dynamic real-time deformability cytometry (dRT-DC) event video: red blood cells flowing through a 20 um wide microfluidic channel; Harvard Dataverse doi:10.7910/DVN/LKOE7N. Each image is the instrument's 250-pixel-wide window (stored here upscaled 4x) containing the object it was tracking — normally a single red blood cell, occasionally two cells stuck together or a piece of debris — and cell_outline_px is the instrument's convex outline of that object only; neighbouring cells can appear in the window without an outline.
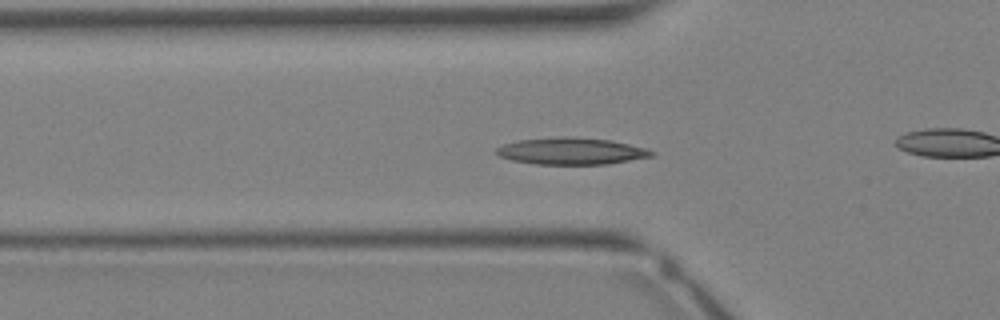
{"species": "Egyptian fruit bat (a non-hibernating species)", "species_latin": "Rousettus aegyptiacus", "temperature_condition": "warm", "stored_images_in_passage": 35, "camera_frame_rate_fps": 3000, "um_per_image_px": 0.085, "animal": {"sex": "female"}, "frame": {"image": 1, "passage_image": 11, "time_ms": 3.333, "image_size_px": [1000, 320], "cell_outline_px": [[656, 156], [608, 164], [536, 164], [512, 160], [500, 156], [496, 152], [496, 148], [504, 144], [516, 140], [556, 136], [564, 136], [612, 140], [648, 148], [656, 152]], "centroid_in_image_um": [48.62, 12.83], "position_along_channel_um": 77.2, "area_um2": 24.57}}
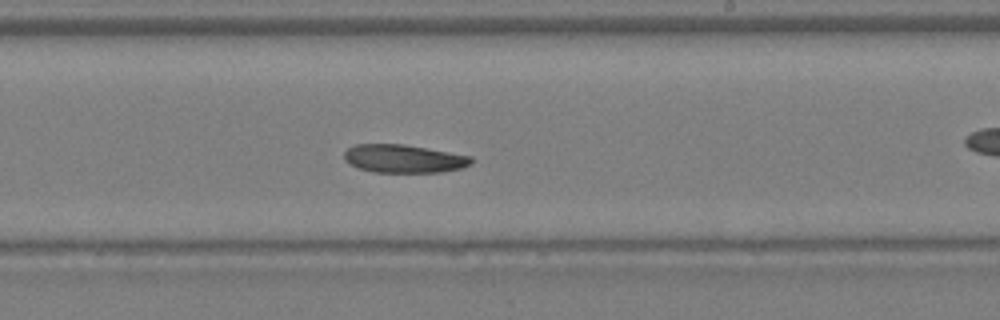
{"frame": {"image": 2, "passage_image": 20, "time_ms": 6.333, "image_size_px": [1000, 320], "cell_outline_px": [[472, 164], [460, 168], [440, 172], [372, 172], [360, 168], [344, 160], [344, 152], [348, 148], [356, 144], [404, 144], [472, 156]], "centroid_in_image_um": [34.32, 13.48], "position_along_channel_um": 254.7, "area_um2": 20.75}}
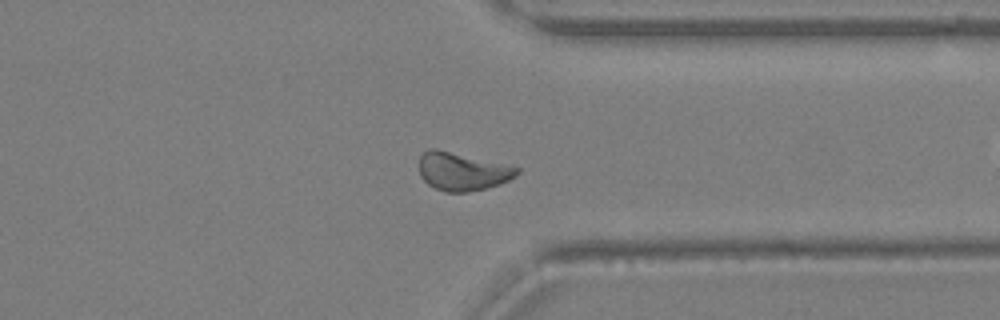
{"frame": {"image": 3, "passage_image": 26, "time_ms": 8.333, "image_size_px": [1000, 320], "cell_outline_px": [[520, 172], [516, 176], [500, 184], [468, 192], [444, 192], [428, 184], [420, 176], [420, 156], [428, 148], [436, 148], [512, 164], [520, 168]], "centroid_in_image_um": [39.34, 14.55], "position_along_channel_um": 372.1, "area_um2": 22.14}}